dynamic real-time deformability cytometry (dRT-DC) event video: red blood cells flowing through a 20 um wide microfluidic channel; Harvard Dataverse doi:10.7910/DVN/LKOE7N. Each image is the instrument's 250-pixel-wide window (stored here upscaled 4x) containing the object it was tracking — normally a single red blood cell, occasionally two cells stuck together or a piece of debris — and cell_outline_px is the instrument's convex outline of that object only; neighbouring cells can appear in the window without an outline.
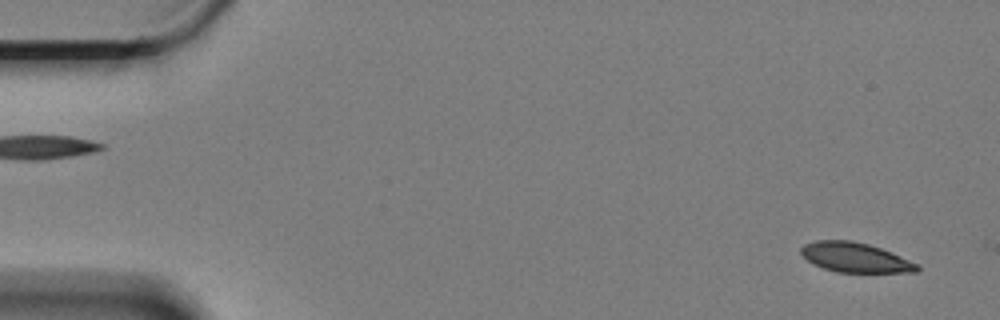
{"species": "Egyptian fruit bat (a non-hibernating species)", "species_latin": "Rousettus aegyptiacus", "temperature_condition": "cold", "stored_images_in_passage": 60, "camera_frame_rate_fps": 3000, "um_per_image_px": 0.085, "animal": {"sex": "female"}, "frame": {"image": 1, "passage_image": 3, "time_ms": 0.667, "image_size_px": [1000, 320], "cell_outline_px": [[920, 268], [916, 272], [836, 272], [812, 264], [800, 252], [800, 248], [804, 244], [816, 240], [852, 240], [868, 244], [880, 248], [920, 264]], "centroid_in_image_um": [72.68, 21.88], "position_along_channel_um": 12.3, "area_um2": 20.06}}
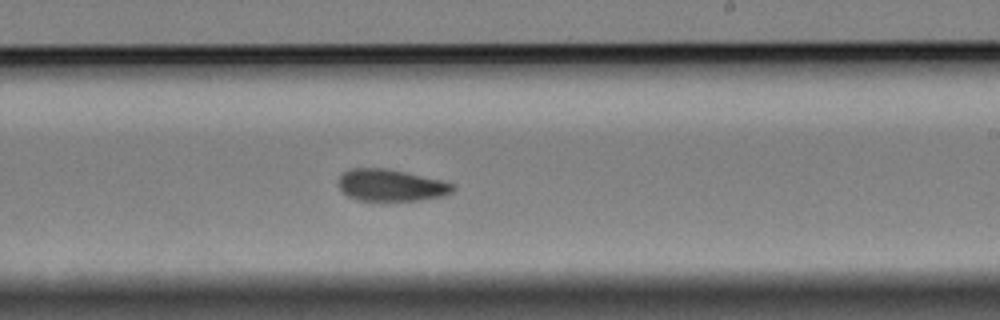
{"frame": {"image": 2, "passage_image": 36, "time_ms": 11.667, "image_size_px": [1000, 320], "cell_outline_px": [[456, 188], [452, 192], [444, 196], [420, 200], [356, 200], [348, 196], [336, 184], [340, 176], [344, 172], [352, 168], [384, 168], [404, 172], [440, 180], [456, 184]], "centroid_in_image_um": [33.23, 15.75], "position_along_channel_um": 255.8, "area_um2": 21.15}}
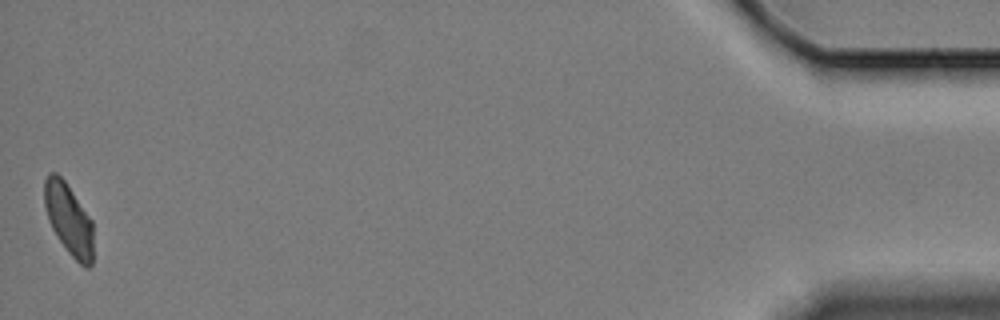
{"frame": {"image": 3, "passage_image": 60, "time_ms": 19.667, "image_size_px": [1000, 320], "cell_outline_px": [[92, 264], [88, 268], [84, 268], [68, 252], [52, 228], [48, 220], [44, 204], [44, 180], [48, 172], [56, 172], [64, 180], [92, 220]], "centroid_in_image_um": [5.83, 18.62], "position_along_channel_um": 429.4, "area_um2": 20.17}, "authors_computed_cell_mechanics": {"area_um2": 21.5594, "velocity_mm_per_s": 3.2953, "shape_relaxation_time_tau1_ms": 7.888, "shape_relaxation_time_tau2_ms": 3.4884, "deformation_change_tau1": 0.1457, "deformation_change_tau2": 0.0682}}